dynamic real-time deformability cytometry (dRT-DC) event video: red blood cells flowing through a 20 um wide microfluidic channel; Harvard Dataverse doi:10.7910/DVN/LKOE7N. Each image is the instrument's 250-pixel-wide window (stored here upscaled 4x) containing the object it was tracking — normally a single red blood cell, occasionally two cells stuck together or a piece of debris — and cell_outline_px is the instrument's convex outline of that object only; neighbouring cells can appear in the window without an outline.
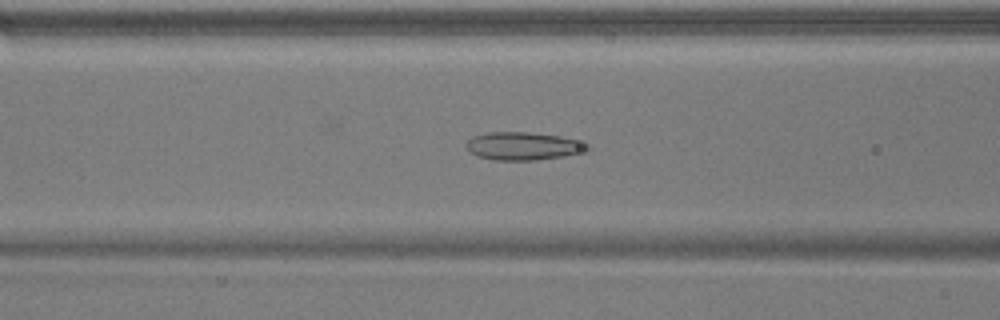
{"species": "common noctule bat (a hibernating species)", "species_latin": "Nyctalus noctula", "temperature_condition": "warm", "stored_images_in_passage": 47, "camera_frame_rate_fps": 3000, "um_per_image_px": 0.085, "animal": {"sex": "male", "body_mass_g": 17.9}, "frame": {"image": 1, "passage_image": 20, "time_ms": 6.333, "image_size_px": [1000, 320], "cell_outline_px": [[592, 148], [564, 156], [536, 160], [492, 160], [476, 156], [468, 152], [464, 144], [472, 136], [488, 132], [528, 132], [560, 136], [592, 144]], "centroid_in_image_um": [44.42, 12.41], "position_along_channel_um": 122.2, "area_um2": 19.94}}
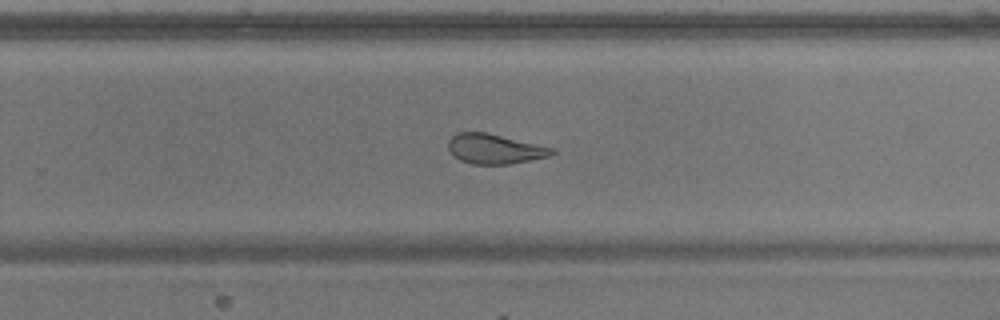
{"frame": {"image": 2, "passage_image": 33, "time_ms": 10.667, "image_size_px": [1000, 320], "cell_outline_px": [[556, 152], [548, 156], [508, 164], [472, 164], [460, 160], [448, 148], [448, 140], [456, 132], [484, 132], [556, 148]], "centroid_in_image_um": [42.05, 12.65], "position_along_channel_um": 287.8, "area_um2": 17.8}}
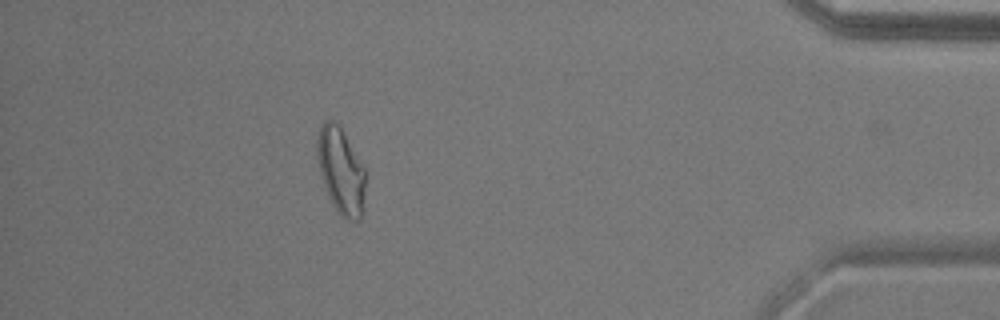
{"frame": {"image": 3, "passage_image": 46, "time_ms": 15.0, "image_size_px": [1000, 320], "cell_outline_px": [[364, 196], [360, 220], [348, 220], [340, 216], [332, 204], [328, 196], [320, 172], [316, 152], [316, 140], [320, 128], [324, 120], [332, 120], [340, 124], [364, 168]], "centroid_in_image_um": [28.95, 14.49], "position_along_channel_um": 406.3, "area_um2": 24.16}, "authors_computed_cell_mechanics": {"area_um2": 21.7906, "velocity_mm_per_s": 3.8236, "shape_relaxation_time_tau1_ms": null, "shape_relaxation_time_tau2_ms": 1.5508, "deformation_change_tau1": null, "deformation_change_tau2": 0.0902}}